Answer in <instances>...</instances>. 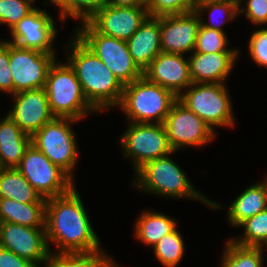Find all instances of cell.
Masks as SVG:
<instances>
[{
    "label": "cell",
    "instance_id": "obj_1",
    "mask_svg": "<svg viewBox=\"0 0 267 267\" xmlns=\"http://www.w3.org/2000/svg\"><path fill=\"white\" fill-rule=\"evenodd\" d=\"M46 238L57 253L100 251V241L91 226L83 202L74 187L66 194L46 199Z\"/></svg>",
    "mask_w": 267,
    "mask_h": 267
},
{
    "label": "cell",
    "instance_id": "obj_2",
    "mask_svg": "<svg viewBox=\"0 0 267 267\" xmlns=\"http://www.w3.org/2000/svg\"><path fill=\"white\" fill-rule=\"evenodd\" d=\"M71 42L67 63L75 75L89 104L96 110L118 106L123 95L121 84L110 69L76 36Z\"/></svg>",
    "mask_w": 267,
    "mask_h": 267
},
{
    "label": "cell",
    "instance_id": "obj_3",
    "mask_svg": "<svg viewBox=\"0 0 267 267\" xmlns=\"http://www.w3.org/2000/svg\"><path fill=\"white\" fill-rule=\"evenodd\" d=\"M169 155L145 163L135 172L136 179L132 184L140 190L155 193V195L179 198L190 197L206 203L213 209L222 207V205L215 201L211 202V200L202 196L199 191H196L189 181L190 179L187 178L184 171Z\"/></svg>",
    "mask_w": 267,
    "mask_h": 267
},
{
    "label": "cell",
    "instance_id": "obj_4",
    "mask_svg": "<svg viewBox=\"0 0 267 267\" xmlns=\"http://www.w3.org/2000/svg\"><path fill=\"white\" fill-rule=\"evenodd\" d=\"M178 97L169 89L149 81L145 76L124 85L118 106L132 123L164 124ZM154 119V120H153Z\"/></svg>",
    "mask_w": 267,
    "mask_h": 267
},
{
    "label": "cell",
    "instance_id": "obj_5",
    "mask_svg": "<svg viewBox=\"0 0 267 267\" xmlns=\"http://www.w3.org/2000/svg\"><path fill=\"white\" fill-rule=\"evenodd\" d=\"M44 89L55 117L79 120L88 113L97 112L84 96L81 83L68 63L54 61L48 70Z\"/></svg>",
    "mask_w": 267,
    "mask_h": 267
},
{
    "label": "cell",
    "instance_id": "obj_6",
    "mask_svg": "<svg viewBox=\"0 0 267 267\" xmlns=\"http://www.w3.org/2000/svg\"><path fill=\"white\" fill-rule=\"evenodd\" d=\"M76 29L75 36L110 69L123 86L143 76V71L133 61L126 41L99 33L88 21Z\"/></svg>",
    "mask_w": 267,
    "mask_h": 267
},
{
    "label": "cell",
    "instance_id": "obj_7",
    "mask_svg": "<svg viewBox=\"0 0 267 267\" xmlns=\"http://www.w3.org/2000/svg\"><path fill=\"white\" fill-rule=\"evenodd\" d=\"M178 101L194 112L213 131L214 127L234 126L232 103L225 83H192Z\"/></svg>",
    "mask_w": 267,
    "mask_h": 267
},
{
    "label": "cell",
    "instance_id": "obj_8",
    "mask_svg": "<svg viewBox=\"0 0 267 267\" xmlns=\"http://www.w3.org/2000/svg\"><path fill=\"white\" fill-rule=\"evenodd\" d=\"M72 118L55 117L31 136V144L40 150L73 180V168L77 162L76 137L71 129Z\"/></svg>",
    "mask_w": 267,
    "mask_h": 267
},
{
    "label": "cell",
    "instance_id": "obj_9",
    "mask_svg": "<svg viewBox=\"0 0 267 267\" xmlns=\"http://www.w3.org/2000/svg\"><path fill=\"white\" fill-rule=\"evenodd\" d=\"M16 168L45 199L64 195L74 187L73 180L32 144Z\"/></svg>",
    "mask_w": 267,
    "mask_h": 267
},
{
    "label": "cell",
    "instance_id": "obj_10",
    "mask_svg": "<svg viewBox=\"0 0 267 267\" xmlns=\"http://www.w3.org/2000/svg\"><path fill=\"white\" fill-rule=\"evenodd\" d=\"M119 141L125 158H132L135 172L148 161L175 153L164 124L131 122Z\"/></svg>",
    "mask_w": 267,
    "mask_h": 267
},
{
    "label": "cell",
    "instance_id": "obj_11",
    "mask_svg": "<svg viewBox=\"0 0 267 267\" xmlns=\"http://www.w3.org/2000/svg\"><path fill=\"white\" fill-rule=\"evenodd\" d=\"M54 54L22 48L9 42V65L13 78V94L44 88L48 70L56 59Z\"/></svg>",
    "mask_w": 267,
    "mask_h": 267
},
{
    "label": "cell",
    "instance_id": "obj_12",
    "mask_svg": "<svg viewBox=\"0 0 267 267\" xmlns=\"http://www.w3.org/2000/svg\"><path fill=\"white\" fill-rule=\"evenodd\" d=\"M164 126L169 145L175 152L183 147L205 145L216 136L201 118L178 100L166 116Z\"/></svg>",
    "mask_w": 267,
    "mask_h": 267
},
{
    "label": "cell",
    "instance_id": "obj_13",
    "mask_svg": "<svg viewBox=\"0 0 267 267\" xmlns=\"http://www.w3.org/2000/svg\"><path fill=\"white\" fill-rule=\"evenodd\" d=\"M0 247L12 251L40 267L50 257L45 228H34L11 222H0Z\"/></svg>",
    "mask_w": 267,
    "mask_h": 267
},
{
    "label": "cell",
    "instance_id": "obj_14",
    "mask_svg": "<svg viewBox=\"0 0 267 267\" xmlns=\"http://www.w3.org/2000/svg\"><path fill=\"white\" fill-rule=\"evenodd\" d=\"M51 17L45 10L35 8L11 29L13 40L8 42L43 53H55L51 47L57 30Z\"/></svg>",
    "mask_w": 267,
    "mask_h": 267
},
{
    "label": "cell",
    "instance_id": "obj_15",
    "mask_svg": "<svg viewBox=\"0 0 267 267\" xmlns=\"http://www.w3.org/2000/svg\"><path fill=\"white\" fill-rule=\"evenodd\" d=\"M148 17L146 6L105 5L88 22L99 33L127 41Z\"/></svg>",
    "mask_w": 267,
    "mask_h": 267
},
{
    "label": "cell",
    "instance_id": "obj_16",
    "mask_svg": "<svg viewBox=\"0 0 267 267\" xmlns=\"http://www.w3.org/2000/svg\"><path fill=\"white\" fill-rule=\"evenodd\" d=\"M12 95L16 101L7 115L25 133L32 136L55 118L44 88L25 90Z\"/></svg>",
    "mask_w": 267,
    "mask_h": 267
},
{
    "label": "cell",
    "instance_id": "obj_17",
    "mask_svg": "<svg viewBox=\"0 0 267 267\" xmlns=\"http://www.w3.org/2000/svg\"><path fill=\"white\" fill-rule=\"evenodd\" d=\"M200 25L197 12L160 16L161 52H193Z\"/></svg>",
    "mask_w": 267,
    "mask_h": 267
},
{
    "label": "cell",
    "instance_id": "obj_18",
    "mask_svg": "<svg viewBox=\"0 0 267 267\" xmlns=\"http://www.w3.org/2000/svg\"><path fill=\"white\" fill-rule=\"evenodd\" d=\"M149 81L169 89L177 97L193 83L189 60L183 54L160 52L143 71Z\"/></svg>",
    "mask_w": 267,
    "mask_h": 267
},
{
    "label": "cell",
    "instance_id": "obj_19",
    "mask_svg": "<svg viewBox=\"0 0 267 267\" xmlns=\"http://www.w3.org/2000/svg\"><path fill=\"white\" fill-rule=\"evenodd\" d=\"M239 52L199 53L188 58L193 83H224L228 78Z\"/></svg>",
    "mask_w": 267,
    "mask_h": 267
},
{
    "label": "cell",
    "instance_id": "obj_20",
    "mask_svg": "<svg viewBox=\"0 0 267 267\" xmlns=\"http://www.w3.org/2000/svg\"><path fill=\"white\" fill-rule=\"evenodd\" d=\"M126 43L133 61L144 71L161 52L160 17H148Z\"/></svg>",
    "mask_w": 267,
    "mask_h": 267
},
{
    "label": "cell",
    "instance_id": "obj_21",
    "mask_svg": "<svg viewBox=\"0 0 267 267\" xmlns=\"http://www.w3.org/2000/svg\"><path fill=\"white\" fill-rule=\"evenodd\" d=\"M30 144L31 135L22 131L8 115L0 119V168H16Z\"/></svg>",
    "mask_w": 267,
    "mask_h": 267
},
{
    "label": "cell",
    "instance_id": "obj_22",
    "mask_svg": "<svg viewBox=\"0 0 267 267\" xmlns=\"http://www.w3.org/2000/svg\"><path fill=\"white\" fill-rule=\"evenodd\" d=\"M265 209H267V187L263 181L246 188L230 205L227 217L230 224L237 227L247 218Z\"/></svg>",
    "mask_w": 267,
    "mask_h": 267
},
{
    "label": "cell",
    "instance_id": "obj_23",
    "mask_svg": "<svg viewBox=\"0 0 267 267\" xmlns=\"http://www.w3.org/2000/svg\"><path fill=\"white\" fill-rule=\"evenodd\" d=\"M46 203H20L0 198V222L45 228Z\"/></svg>",
    "mask_w": 267,
    "mask_h": 267
},
{
    "label": "cell",
    "instance_id": "obj_24",
    "mask_svg": "<svg viewBox=\"0 0 267 267\" xmlns=\"http://www.w3.org/2000/svg\"><path fill=\"white\" fill-rule=\"evenodd\" d=\"M0 198L20 203H46L17 168H0Z\"/></svg>",
    "mask_w": 267,
    "mask_h": 267
},
{
    "label": "cell",
    "instance_id": "obj_25",
    "mask_svg": "<svg viewBox=\"0 0 267 267\" xmlns=\"http://www.w3.org/2000/svg\"><path fill=\"white\" fill-rule=\"evenodd\" d=\"M177 223L167 215L144 211L137 219L135 236L146 245L154 246L164 235L176 228Z\"/></svg>",
    "mask_w": 267,
    "mask_h": 267
},
{
    "label": "cell",
    "instance_id": "obj_26",
    "mask_svg": "<svg viewBox=\"0 0 267 267\" xmlns=\"http://www.w3.org/2000/svg\"><path fill=\"white\" fill-rule=\"evenodd\" d=\"M46 267H118L117 263L105 253H54L50 254Z\"/></svg>",
    "mask_w": 267,
    "mask_h": 267
},
{
    "label": "cell",
    "instance_id": "obj_27",
    "mask_svg": "<svg viewBox=\"0 0 267 267\" xmlns=\"http://www.w3.org/2000/svg\"><path fill=\"white\" fill-rule=\"evenodd\" d=\"M263 247H244L230 239L225 246L221 267H263Z\"/></svg>",
    "mask_w": 267,
    "mask_h": 267
},
{
    "label": "cell",
    "instance_id": "obj_28",
    "mask_svg": "<svg viewBox=\"0 0 267 267\" xmlns=\"http://www.w3.org/2000/svg\"><path fill=\"white\" fill-rule=\"evenodd\" d=\"M241 1L242 0H200L197 4L195 12H197L200 16V24L202 26L224 32L221 26L225 21L233 20L239 14L238 9L241 5ZM204 10H208L207 12H210L209 24L204 22L201 18L200 13H203ZM216 12H218L217 14L221 15L225 14L226 16L224 17H227L226 19L224 18L225 21L219 22V20L217 21V19H214L216 17L213 14H215Z\"/></svg>",
    "mask_w": 267,
    "mask_h": 267
},
{
    "label": "cell",
    "instance_id": "obj_29",
    "mask_svg": "<svg viewBox=\"0 0 267 267\" xmlns=\"http://www.w3.org/2000/svg\"><path fill=\"white\" fill-rule=\"evenodd\" d=\"M237 227H244V234L240 239H230L234 244L244 247L267 245V209L247 218Z\"/></svg>",
    "mask_w": 267,
    "mask_h": 267
},
{
    "label": "cell",
    "instance_id": "obj_30",
    "mask_svg": "<svg viewBox=\"0 0 267 267\" xmlns=\"http://www.w3.org/2000/svg\"><path fill=\"white\" fill-rule=\"evenodd\" d=\"M152 248L157 260L165 267H177L183 258L185 249L177 228L164 235Z\"/></svg>",
    "mask_w": 267,
    "mask_h": 267
},
{
    "label": "cell",
    "instance_id": "obj_31",
    "mask_svg": "<svg viewBox=\"0 0 267 267\" xmlns=\"http://www.w3.org/2000/svg\"><path fill=\"white\" fill-rule=\"evenodd\" d=\"M228 41L225 32L199 26L196 44L193 52L217 53V52H238L235 49H227Z\"/></svg>",
    "mask_w": 267,
    "mask_h": 267
},
{
    "label": "cell",
    "instance_id": "obj_32",
    "mask_svg": "<svg viewBox=\"0 0 267 267\" xmlns=\"http://www.w3.org/2000/svg\"><path fill=\"white\" fill-rule=\"evenodd\" d=\"M200 0H146L149 17L195 12Z\"/></svg>",
    "mask_w": 267,
    "mask_h": 267
},
{
    "label": "cell",
    "instance_id": "obj_33",
    "mask_svg": "<svg viewBox=\"0 0 267 267\" xmlns=\"http://www.w3.org/2000/svg\"><path fill=\"white\" fill-rule=\"evenodd\" d=\"M105 5V0H65L59 7L60 19L65 21L69 15L87 22Z\"/></svg>",
    "mask_w": 267,
    "mask_h": 267
},
{
    "label": "cell",
    "instance_id": "obj_34",
    "mask_svg": "<svg viewBox=\"0 0 267 267\" xmlns=\"http://www.w3.org/2000/svg\"><path fill=\"white\" fill-rule=\"evenodd\" d=\"M35 0H0V24H6L11 30L22 18L36 7Z\"/></svg>",
    "mask_w": 267,
    "mask_h": 267
},
{
    "label": "cell",
    "instance_id": "obj_35",
    "mask_svg": "<svg viewBox=\"0 0 267 267\" xmlns=\"http://www.w3.org/2000/svg\"><path fill=\"white\" fill-rule=\"evenodd\" d=\"M248 49L255 63L267 67V28L258 29L252 34Z\"/></svg>",
    "mask_w": 267,
    "mask_h": 267
},
{
    "label": "cell",
    "instance_id": "obj_36",
    "mask_svg": "<svg viewBox=\"0 0 267 267\" xmlns=\"http://www.w3.org/2000/svg\"><path fill=\"white\" fill-rule=\"evenodd\" d=\"M9 42H0V91L13 94V78L10 70Z\"/></svg>",
    "mask_w": 267,
    "mask_h": 267
},
{
    "label": "cell",
    "instance_id": "obj_37",
    "mask_svg": "<svg viewBox=\"0 0 267 267\" xmlns=\"http://www.w3.org/2000/svg\"><path fill=\"white\" fill-rule=\"evenodd\" d=\"M245 7L238 9L239 14L245 13L246 18L256 25L267 23V0H248Z\"/></svg>",
    "mask_w": 267,
    "mask_h": 267
},
{
    "label": "cell",
    "instance_id": "obj_38",
    "mask_svg": "<svg viewBox=\"0 0 267 267\" xmlns=\"http://www.w3.org/2000/svg\"><path fill=\"white\" fill-rule=\"evenodd\" d=\"M0 267H36L29 260L0 247Z\"/></svg>",
    "mask_w": 267,
    "mask_h": 267
},
{
    "label": "cell",
    "instance_id": "obj_39",
    "mask_svg": "<svg viewBox=\"0 0 267 267\" xmlns=\"http://www.w3.org/2000/svg\"><path fill=\"white\" fill-rule=\"evenodd\" d=\"M105 4L114 7L146 6V0H105Z\"/></svg>",
    "mask_w": 267,
    "mask_h": 267
},
{
    "label": "cell",
    "instance_id": "obj_40",
    "mask_svg": "<svg viewBox=\"0 0 267 267\" xmlns=\"http://www.w3.org/2000/svg\"><path fill=\"white\" fill-rule=\"evenodd\" d=\"M52 4H55L56 6H61L65 0H49Z\"/></svg>",
    "mask_w": 267,
    "mask_h": 267
}]
</instances>
